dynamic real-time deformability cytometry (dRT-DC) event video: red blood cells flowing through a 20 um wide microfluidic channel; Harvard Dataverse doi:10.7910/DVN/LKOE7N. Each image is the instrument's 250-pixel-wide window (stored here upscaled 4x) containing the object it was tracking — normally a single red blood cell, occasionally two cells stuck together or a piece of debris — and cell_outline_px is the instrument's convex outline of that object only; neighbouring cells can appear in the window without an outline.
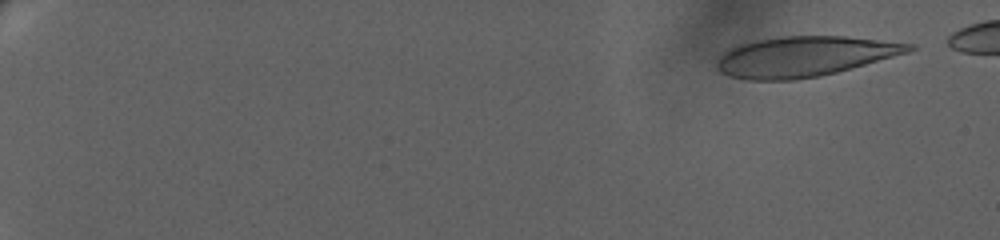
{"species": "human", "species_latin": "Homo sapiens", "temperature_condition": "warm", "stored_images_in_passage": 38, "camera_frame_rate_fps": 3000, "um_per_image_px": 0.085, "donor": {"sex": "female"}, "frame": {"image": 1, "passage_image": 4, "time_ms": 1.333, "image_size_px": [1000, 240], "cell_outline_px": [[916, 48], [908, 52], [836, 72], [820, 76], [792, 80], [748, 80], [732, 76], [720, 72], [716, 68], [716, 64], [720, 56], [724, 52], [740, 44], [780, 36], [844, 36], [916, 44]], "centroid_in_image_um": [68.37, 4.8], "position_along_channel_um": 16.6, "area_um2": 44.51}}
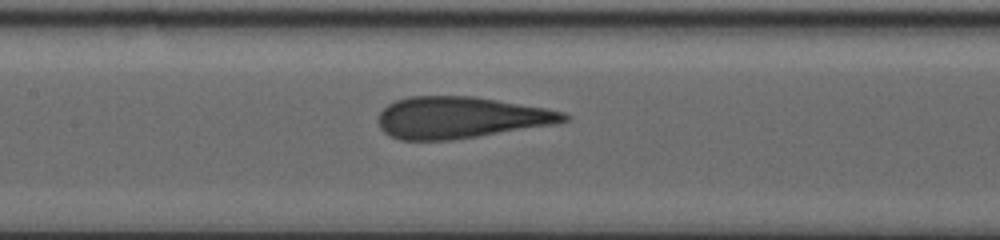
{"frame": {"image": 2, "passage_image": 27, "time_ms": 12.333, "image_size_px": [1000, 240], "cell_outline_px": [[572, 116], [568, 120], [556, 124], [476, 136], [448, 140], [400, 140], [384, 132], [380, 128], [376, 120], [380, 112], [388, 104], [396, 100], [408, 96], [476, 96], [544, 108], [564, 112]], "centroid_in_image_um": [39.13, 9.98], "position_along_channel_um": 168.3, "area_um2": 44.91}}
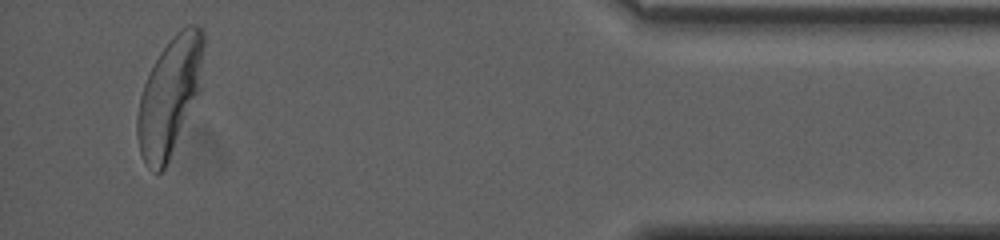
{"frame": {"image": 3, "passage_image": 38, "time_ms": 21.667, "image_size_px": [1000, 240], "cell_outline_px": [[204, 48], [200, 92], [168, 160], [164, 168], [160, 172], [152, 172], [144, 164], [140, 152], [136, 136], [136, 116], [140, 96], [144, 84], [160, 52], [172, 36], [180, 28], [188, 24], [196, 24], [204, 32]], "centroid_in_image_um": [14.42, 8.16], "position_along_channel_um": 420.8, "area_um2": 45.49}, "authors_computed_cell_mechanics": {"area_um2": 44.9106, "velocity_mm_per_s": 3.2058, "shape_relaxation_time_tau1_ms": 7.2958, "shape_relaxation_time_tau2_ms": 0.7562, "deformation_change_tau1": 0.2263, "deformation_change_tau2": 0.0851}}